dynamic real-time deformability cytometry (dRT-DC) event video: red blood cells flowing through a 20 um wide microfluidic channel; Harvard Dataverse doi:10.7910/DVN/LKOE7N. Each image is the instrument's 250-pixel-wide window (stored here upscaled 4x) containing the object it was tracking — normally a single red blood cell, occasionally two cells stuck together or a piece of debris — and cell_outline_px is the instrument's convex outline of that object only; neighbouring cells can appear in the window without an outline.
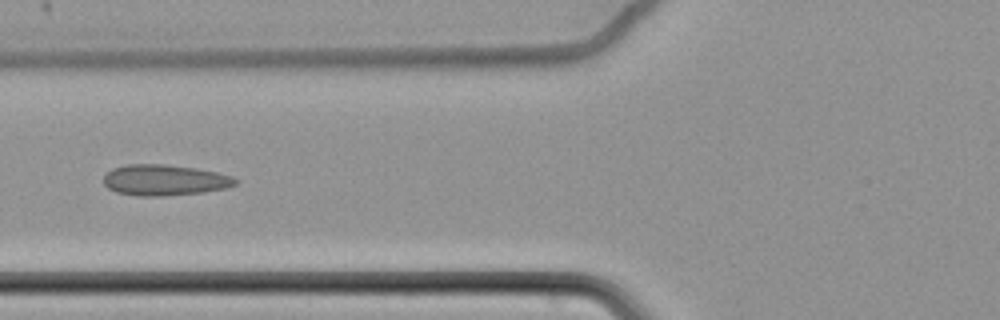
{"species": "common noctule bat (a hibernating species)", "species_latin": "Nyctalus noctula", "temperature_condition": "cold", "stored_images_in_passage": 5, "camera_frame_rate_fps": 3000, "um_per_image_px": 0.085, "animal": {"sex": "female", "body_mass_g": 22.7, "forearm_length_mm": 54.2}, "frame": {"image": 1, "passage_image": 4, "time_ms": 1.0, "image_size_px": [1000, 320], "cell_outline_px": [[236, 184], [228, 188], [200, 192], [160, 196], [136, 196], [116, 192], [108, 188], [104, 184], [104, 176], [112, 168], [128, 164], [164, 164], [196, 168], [216, 172], [232, 176], [236, 180]], "centroid_in_image_um": [13.96, 15.3], "position_along_channel_um": 111.8, "area_um2": 23.64}}
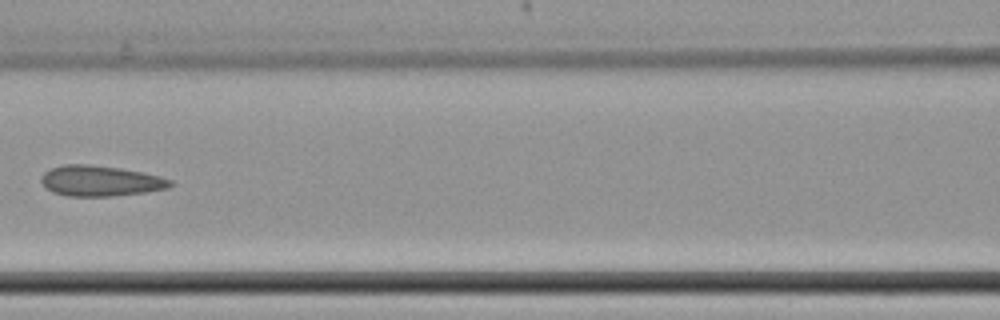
{"frame": {"image": 2, "passage_image": 5, "time_ms": 1.333, "image_size_px": [1000, 320], "cell_outline_px": [[176, 184], [168, 188], [144, 192], [112, 196], [68, 196], [52, 192], [40, 180], [40, 176], [48, 168], [64, 164], [88, 164], [120, 168], [160, 176], [172, 180]], "centroid_in_image_um": [8.52, 15.37], "position_along_channel_um": 158.1, "area_um2": 23.06}}